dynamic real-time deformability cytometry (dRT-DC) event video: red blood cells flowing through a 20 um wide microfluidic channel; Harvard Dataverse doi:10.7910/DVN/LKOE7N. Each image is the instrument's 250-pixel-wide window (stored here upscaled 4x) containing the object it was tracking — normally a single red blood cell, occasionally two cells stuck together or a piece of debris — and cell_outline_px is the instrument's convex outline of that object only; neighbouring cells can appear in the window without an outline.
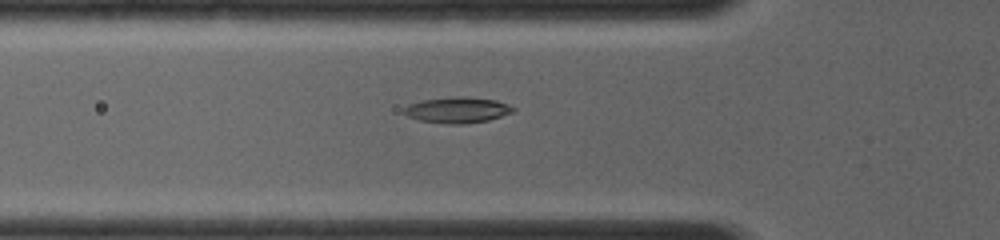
{"species": "common noctule bat (a hibernating species)", "species_latin": "Nyctalus noctula", "temperature_condition": "room temperature", "stored_images_in_passage": 11, "camera_frame_rate_fps": 4000, "um_per_image_px": 0.085, "animal": {"sex": "female", "body_mass_g": 19.0, "forearm_length_mm": 56.7}, "frame": {"image": 1, "passage_image": 5, "time_ms": 1.25, "image_size_px": [1000, 240], "cell_outline_px": [[516, 108], [512, 112], [488, 120], [460, 124], [448, 124], [420, 120], [408, 116], [400, 112], [408, 104], [420, 100], [448, 96], [464, 96], [496, 100], [508, 104]], "centroid_in_image_um": [38.82, 9.33], "position_along_channel_um": 87.0, "area_um2": 16.59}}
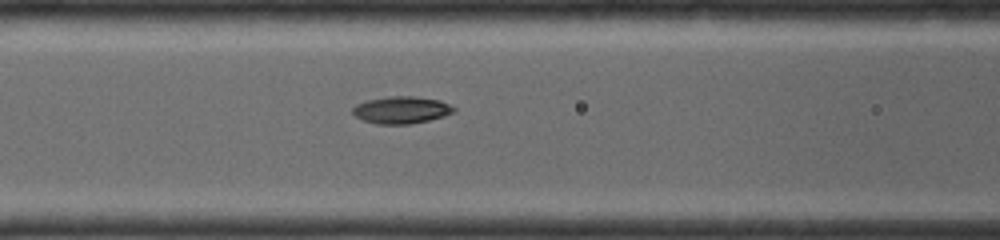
{"frame": {"image": 2, "passage_image": 8, "time_ms": 2.25, "image_size_px": [1000, 240], "cell_outline_px": [[456, 112], [444, 116], [428, 120], [408, 124], [376, 124], [364, 120], [356, 116], [352, 112], [352, 108], [356, 104], [368, 100], [388, 96], [416, 96], [440, 100], [456, 108]], "centroid_in_image_um": [34.14, 9.34], "position_along_channel_um": 132.5, "area_um2": 16.01}}
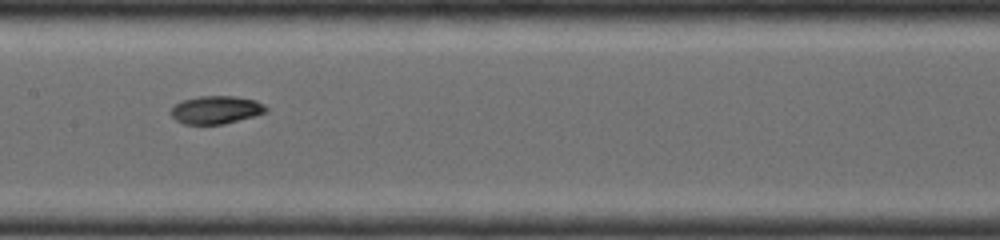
{"frame": {"image": 3, "passage_image": 10, "time_ms": 3.5, "image_size_px": [1000, 240], "cell_outline_px": [[268, 112], [256, 116], [220, 124], [184, 124], [176, 120], [172, 116], [172, 108], [176, 104], [184, 100], [196, 96], [236, 96], [256, 100], [264, 104], [268, 108]], "centroid_in_image_um": [18.42, 9.33], "position_along_channel_um": 189.0, "area_um2": 15.49}}